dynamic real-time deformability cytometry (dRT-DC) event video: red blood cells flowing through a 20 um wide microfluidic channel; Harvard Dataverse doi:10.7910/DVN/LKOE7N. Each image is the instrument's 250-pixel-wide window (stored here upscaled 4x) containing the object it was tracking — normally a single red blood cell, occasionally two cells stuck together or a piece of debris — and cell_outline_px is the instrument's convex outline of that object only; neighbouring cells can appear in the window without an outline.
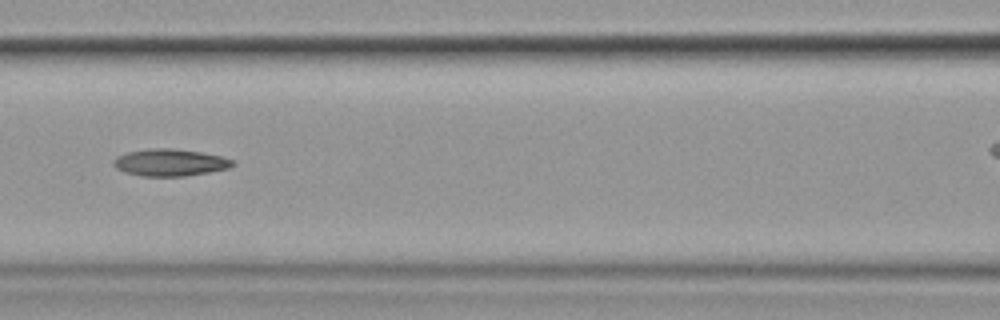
{"species": "common noctule bat (a hibernating species)", "species_latin": "Nyctalus noctula", "temperature_condition": "cold", "stored_images_in_passage": 11, "camera_frame_rate_fps": 3000, "um_per_image_px": 0.085, "animal": {"sex": "female", "body_mass_g": 19.9}, "frame": {"image": 1, "passage_image": 7, "time_ms": 7.667, "image_size_px": [1000, 320], "cell_outline_px": [[236, 164], [228, 168], [208, 172], [184, 176], [140, 176], [124, 172], [116, 168], [112, 164], [112, 160], [116, 156], [128, 152], [148, 148], [172, 148], [200, 152], [220, 156], [232, 160]], "centroid_in_image_um": [14.39, 13.81], "position_along_channel_um": 152.2, "area_um2": 18.79}}
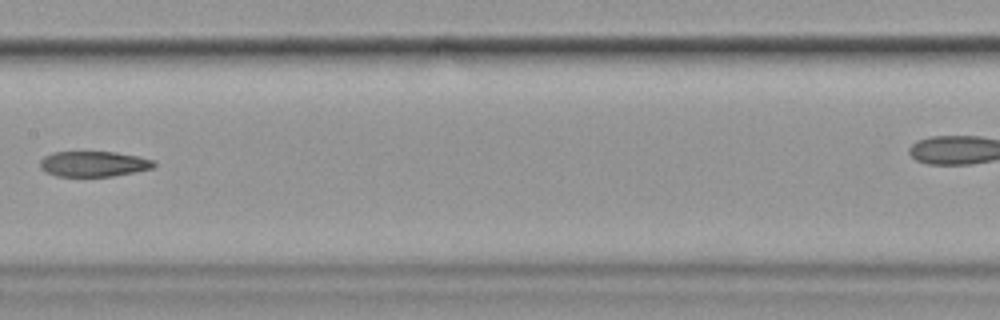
{"frame": {"image": 2, "passage_image": 8, "time_ms": 9.0, "image_size_px": [1000, 320], "cell_outline_px": [[156, 164], [152, 168], [112, 176], [56, 176], [40, 168], [40, 160], [44, 156], [52, 152], [116, 152], [156, 160]], "centroid_in_image_um": [7.95, 13.92], "position_along_channel_um": 199.4, "area_um2": 16.76}}